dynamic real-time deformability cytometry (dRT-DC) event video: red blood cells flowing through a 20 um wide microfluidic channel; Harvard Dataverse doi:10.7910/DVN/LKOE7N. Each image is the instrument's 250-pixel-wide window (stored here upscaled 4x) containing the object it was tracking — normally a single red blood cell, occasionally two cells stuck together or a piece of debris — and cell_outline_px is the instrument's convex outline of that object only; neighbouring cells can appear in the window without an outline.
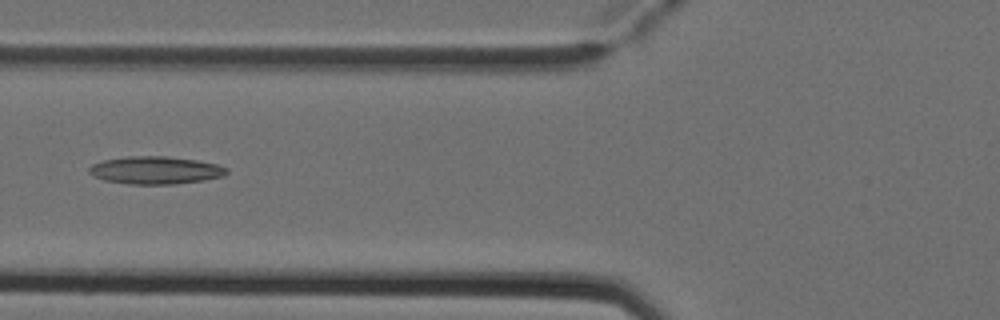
{"species": "Egyptian fruit bat (a non-hibernating species)", "species_latin": "Rousettus aegyptiacus", "temperature_condition": "cold", "stored_images_in_passage": 4, "camera_frame_rate_fps": 3000, "um_per_image_px": 0.085, "animal": {"sex": "female"}, "frame": {"image": 1, "passage_image": 3, "time_ms": 0.667, "image_size_px": [1000, 320], "cell_outline_px": [[228, 172], [224, 176], [204, 180], [172, 184], [128, 184], [104, 180], [92, 176], [88, 172], [88, 168], [92, 164], [104, 160], [124, 156], [168, 156], [196, 160], [216, 164], [228, 168]], "centroid_in_image_um": [13.19, 14.46], "position_along_channel_um": 112.6, "area_um2": 22.31}}
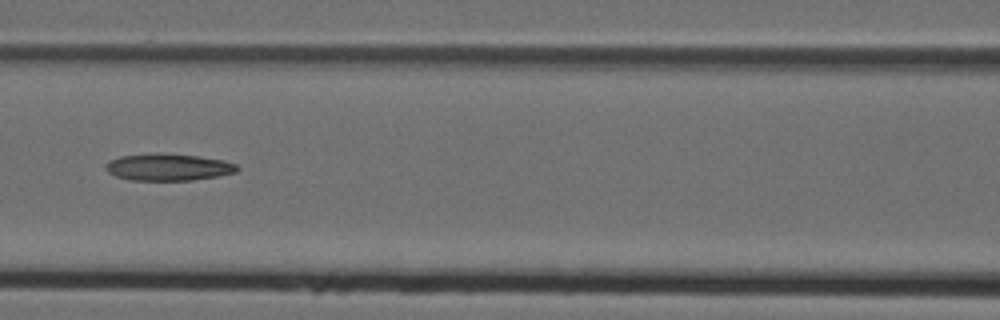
{"frame": {"image": 2, "passage_image": 4, "time_ms": 1.0, "image_size_px": [1000, 320], "cell_outline_px": [[240, 168], [236, 172], [220, 176], [192, 180], [128, 180], [116, 176], [108, 172], [104, 168], [104, 164], [120, 156], [196, 156], [224, 160], [236, 164]], "centroid_in_image_um": [14.35, 14.26], "position_along_channel_um": 152.3, "area_um2": 19.71}}